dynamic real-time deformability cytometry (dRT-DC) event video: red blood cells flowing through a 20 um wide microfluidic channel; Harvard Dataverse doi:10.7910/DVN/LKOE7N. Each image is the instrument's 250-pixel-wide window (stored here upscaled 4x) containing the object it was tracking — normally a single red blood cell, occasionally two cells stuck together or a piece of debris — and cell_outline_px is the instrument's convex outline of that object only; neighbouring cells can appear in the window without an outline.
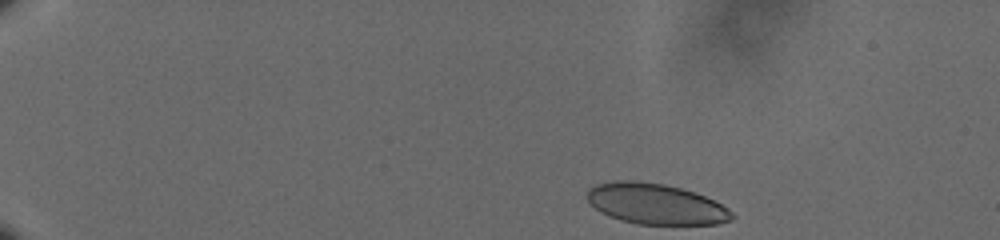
{"species": "human", "species_latin": "Homo sapiens", "temperature_condition": "cold", "stored_images_in_passage": 50, "camera_frame_rate_fps": 3000, "um_per_image_px": 0.085, "donor": {"sex": "male"}, "frame": {"image": 1, "passage_image": 1, "time_ms": 0.0, "image_size_px": [1000, 240], "cell_outline_px": [[736, 216], [732, 220], [716, 224], [636, 224], [620, 220], [608, 216], [600, 212], [584, 196], [588, 188], [596, 184], [616, 180], [636, 180], [664, 184], [696, 192], [728, 208]], "centroid_in_image_um": [55.7, 17.33], "position_along_channel_um": 29.3, "area_um2": 34.56}}
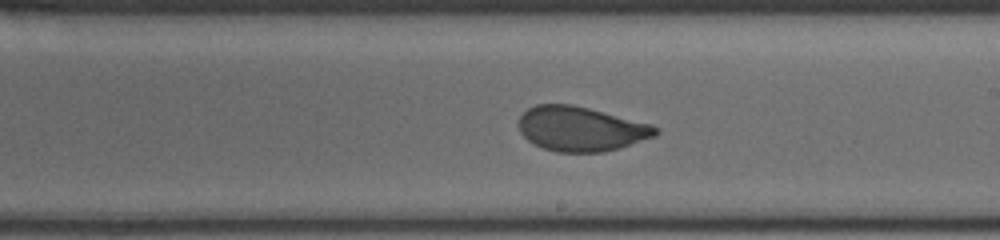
{"frame": {"image": 2, "passage_image": 28, "time_ms": 9.0, "image_size_px": [1000, 240], "cell_outline_px": [[660, 132], [656, 136], [604, 152], [556, 152], [532, 144], [520, 132], [516, 124], [520, 116], [528, 108], [536, 104], [572, 104], [652, 124], [660, 128]], "centroid_in_image_um": [49.35, 10.95], "position_along_channel_um": 239.6, "area_um2": 35.72}}
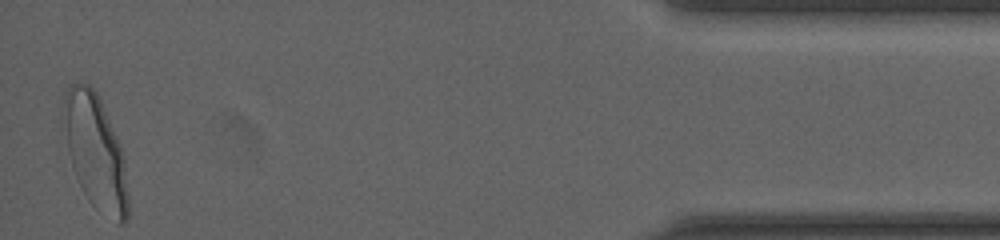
{"frame": {"image": 3, "passage_image": 49, "time_ms": 16.0, "image_size_px": [1000, 240], "cell_outline_px": [[128, 220], [124, 224], [116, 224], [72, 164], [68, 148], [64, 100], [64, 92], [68, 84], [88, 84], [96, 92], [100, 100], [120, 144], [124, 156], [128, 196]], "centroid_in_image_um": [8.19, 12.75], "position_along_channel_um": 427.0, "area_um2": 39.54}, "authors_computed_cell_mechanics": {"area_um2": 36.414, "velocity_mm_per_s": 3.6094, "shape_relaxation_time_tau1_ms": 4.6354, "shape_relaxation_time_tau2_ms": null, "deformation_change_tau1": 0.1389, "deformation_change_tau2": null}}